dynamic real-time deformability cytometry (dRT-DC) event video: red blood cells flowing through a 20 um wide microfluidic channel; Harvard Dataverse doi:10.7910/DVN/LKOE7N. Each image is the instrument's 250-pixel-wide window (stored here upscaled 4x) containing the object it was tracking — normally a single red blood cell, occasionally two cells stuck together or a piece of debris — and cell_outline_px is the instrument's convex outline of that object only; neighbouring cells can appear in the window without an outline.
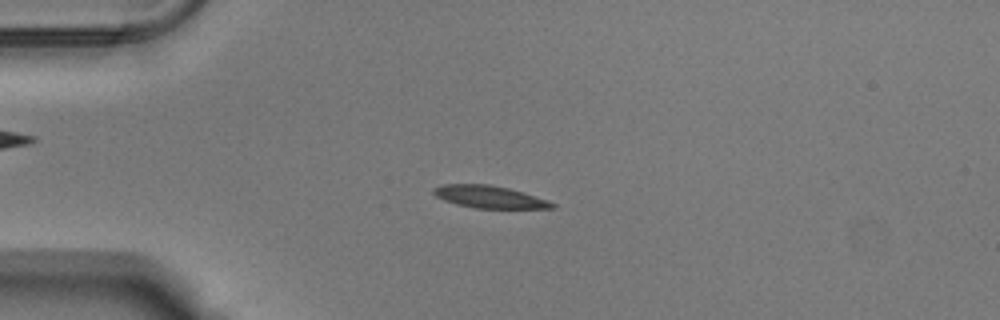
{"species": "Egyptian fruit bat (a non-hibernating species)", "species_latin": "Rousettus aegyptiacus", "temperature_condition": "warm", "stored_images_in_passage": 51, "camera_frame_rate_fps": 3000, "um_per_image_px": 0.085, "animal": {"sex": "male"}, "frame": {"image": 1, "passage_image": 13, "time_ms": 4.0, "image_size_px": [1000, 320], "cell_outline_px": [[552, 208], [480, 208], [460, 204], [448, 200], [440, 196], [436, 192], [436, 188], [452, 184], [480, 184], [504, 188], [520, 192], [544, 200], [552, 204]], "centroid_in_image_um": [41.63, 16.74], "position_along_channel_um": 43.4, "area_um2": 13.93}}
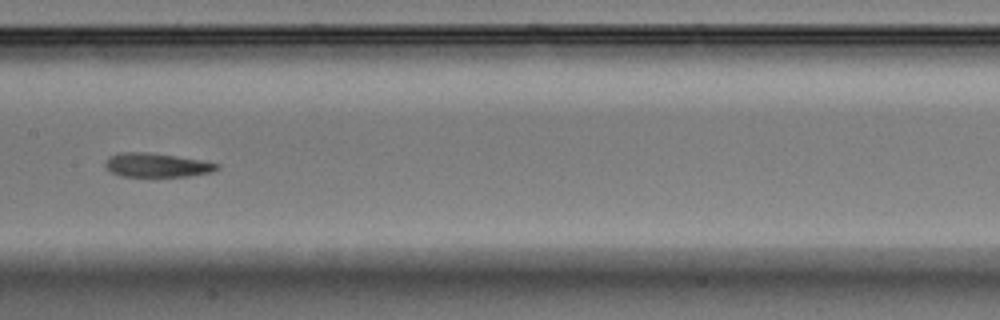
{"frame": {"image": 2, "passage_image": 27, "time_ms": 8.667, "image_size_px": [1000, 320], "cell_outline_px": [[216, 168], [204, 172], [176, 176], [128, 176], [116, 172], [108, 168], [108, 160], [116, 156], [168, 156], [216, 164]], "centroid_in_image_um": [13.36, 14.11], "position_along_channel_um": 194.0, "area_um2": 12.66}}
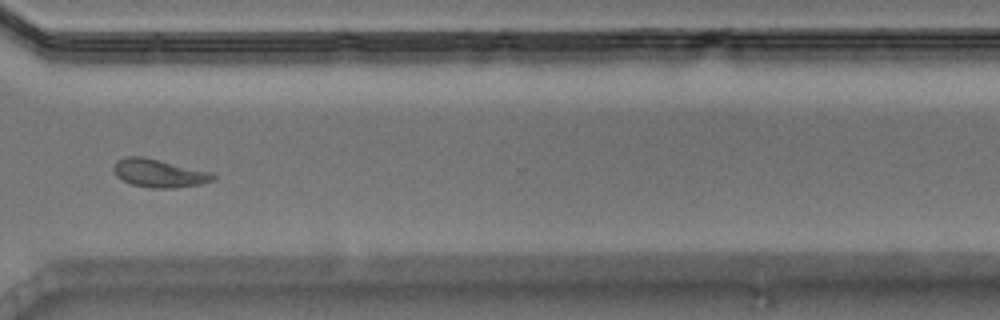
{"frame": {"image": 3, "passage_image": 40, "time_ms": 13.0, "image_size_px": [1000, 320], "cell_outline_px": [[216, 176], [208, 180], [196, 184], [132, 184], [124, 180], [116, 172], [116, 164], [120, 160], [156, 160]], "centroid_in_image_um": [13.46, 14.71], "position_along_channel_um": 357.1, "area_um2": 12.72}}